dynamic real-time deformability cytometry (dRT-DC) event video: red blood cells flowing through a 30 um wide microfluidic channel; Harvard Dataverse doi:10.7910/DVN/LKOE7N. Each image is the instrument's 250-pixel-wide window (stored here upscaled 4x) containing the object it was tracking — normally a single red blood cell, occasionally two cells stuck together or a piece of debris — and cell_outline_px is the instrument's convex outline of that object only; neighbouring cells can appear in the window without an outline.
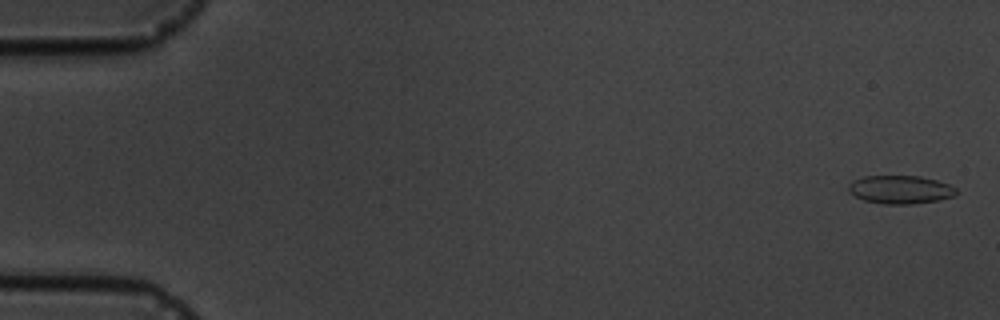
{"species": "common noctule bat (a hibernating species)", "species_latin": "Nyctalus noctula", "temperature_condition": "cold", "stored_images_in_passage": 6, "camera_frame_rate_fps": 3000, "um_per_image_px": 0.085, "animal": {"sex": "male", "body_mass_g": 19.5, "forearm_length_mm": 54.6}, "frame": {"image": 1, "passage_image": 1, "time_ms": 0.0, "image_size_px": [1000, 320], "cell_outline_px": [[956, 196], [940, 200], [912, 204], [884, 204], [864, 200], [848, 192], [848, 184], [852, 180], [864, 176], [920, 176], [936, 180], [948, 184], [956, 188]], "centroid_in_image_um": [76.52, 16.11], "position_along_channel_um": 8.5, "area_um2": 17.86}}